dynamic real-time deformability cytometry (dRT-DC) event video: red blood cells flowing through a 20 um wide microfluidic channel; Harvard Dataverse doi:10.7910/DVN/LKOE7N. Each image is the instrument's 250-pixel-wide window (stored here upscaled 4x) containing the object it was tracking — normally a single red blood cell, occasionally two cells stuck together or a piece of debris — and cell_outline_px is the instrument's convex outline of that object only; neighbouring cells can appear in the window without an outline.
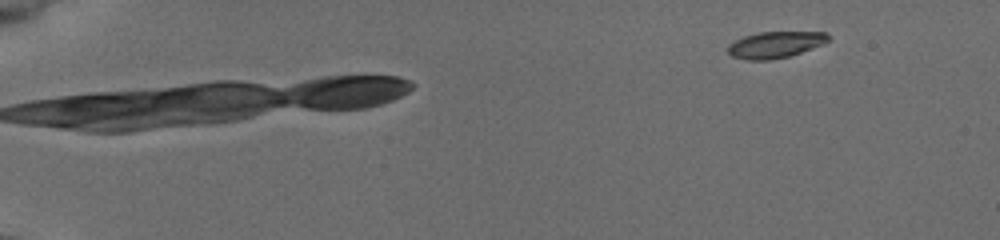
{"species": "common noctule bat (a hibernating species)", "species_latin": "Nyctalus noctula", "temperature_condition": "cold", "stored_images_in_passage": 38, "segment_of_instrument_passage": [1, 2], "camera_frame_rate_fps": 3000, "um_per_image_px": 0.085, "animal": {"sex": "female", "body_mass_g": 19.5, "forearm_length_mm": 54.1}, "frame": {"image": 1, "passage_image": 2, "time_ms": 0.333, "image_size_px": [1000, 240], "cell_outline_px": [[828, 40], [812, 48], [788, 56], [768, 60], [748, 60], [732, 56], [728, 52], [728, 44], [744, 36], [760, 32], [824, 32], [828, 36]], "centroid_in_image_um": [65.84, 3.8], "position_along_channel_um": 19.2, "area_um2": 15.09}}